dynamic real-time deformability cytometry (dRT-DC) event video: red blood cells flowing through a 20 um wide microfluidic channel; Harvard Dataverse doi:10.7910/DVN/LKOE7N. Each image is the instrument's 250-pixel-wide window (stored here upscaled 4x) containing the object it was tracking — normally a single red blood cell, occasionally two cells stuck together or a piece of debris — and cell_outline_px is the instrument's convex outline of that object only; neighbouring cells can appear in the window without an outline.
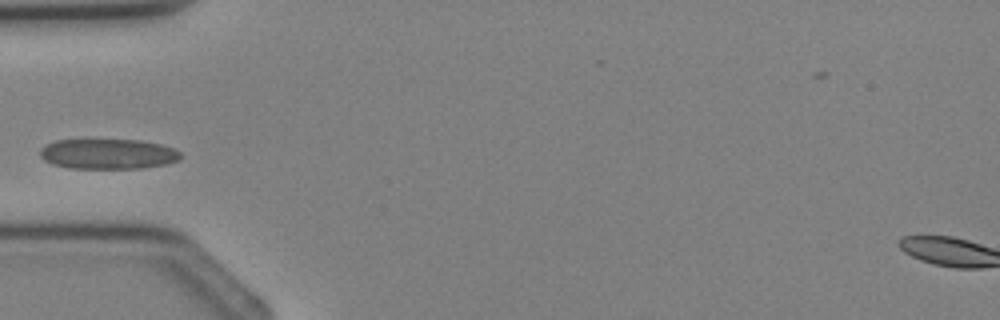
{"species": "Egyptian fruit bat (a non-hibernating species)", "species_latin": "Rousettus aegyptiacus", "temperature_condition": "cold", "stored_images_in_passage": 2, "camera_frame_rate_fps": 3000, "um_per_image_px": 0.085, "animal": {"sex": "female"}, "frame": {"image": 1, "passage_image": 2, "time_ms": 1.0, "image_size_px": [1000, 320], "cell_outline_px": [[180, 160], [168, 164], [144, 168], [68, 168], [52, 164], [44, 160], [40, 156], [40, 148], [44, 144], [56, 140], [140, 140], [160, 144], [172, 148], [180, 152]], "centroid_in_image_um": [9.16, 13.09], "position_along_channel_um": 75.8, "area_um2": 24.85}}